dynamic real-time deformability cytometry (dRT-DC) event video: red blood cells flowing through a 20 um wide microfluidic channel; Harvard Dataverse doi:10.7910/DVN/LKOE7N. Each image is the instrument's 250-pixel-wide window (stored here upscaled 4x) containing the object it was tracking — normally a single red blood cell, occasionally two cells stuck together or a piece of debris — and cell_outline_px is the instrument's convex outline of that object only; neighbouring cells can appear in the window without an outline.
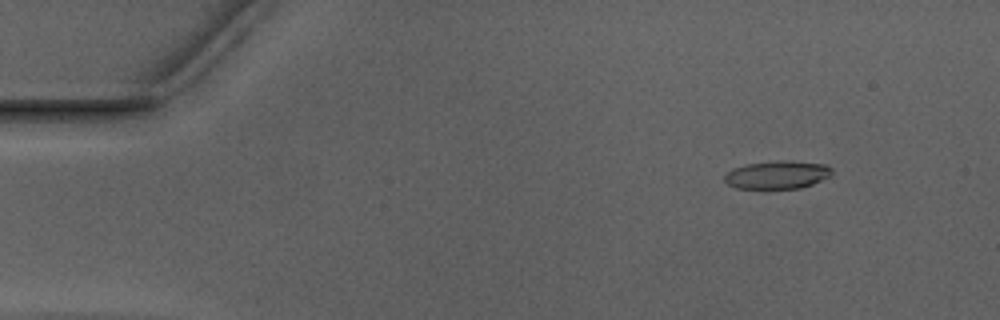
{"species": "Egyptian fruit bat (a non-hibernating species)", "species_latin": "Rousettus aegyptiacus", "temperature_condition": "warm", "stored_images_in_passage": 48, "camera_frame_rate_fps": 3000, "um_per_image_px": 0.085, "animal": {"sex": "male"}, "frame": {"image": 1, "passage_image": 2, "time_ms": 0.333, "image_size_px": [1000, 320], "cell_outline_px": [[832, 176], [812, 184], [800, 188], [736, 188], [728, 184], [724, 180], [724, 176], [732, 168], [748, 164], [784, 160], [788, 160], [828, 164], [832, 168]], "centroid_in_image_um": [66.12, 14.85], "position_along_channel_um": 18.9, "area_um2": 17.57}}
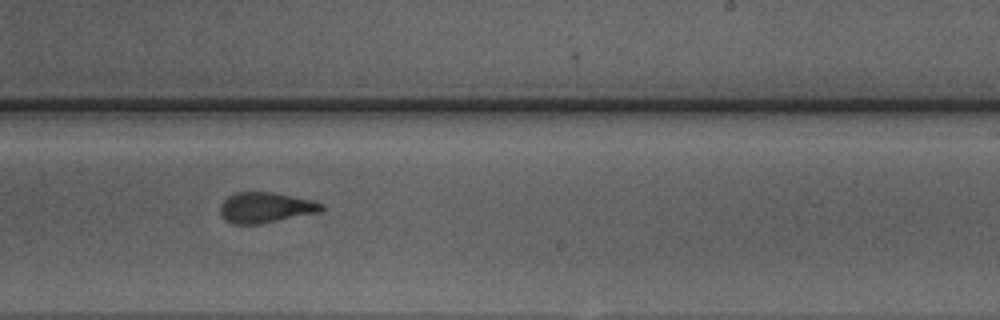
{"frame": {"image": 2, "passage_image": 28, "time_ms": 9.0, "image_size_px": [1000, 320], "cell_outline_px": [[324, 208], [320, 212], [260, 224], [232, 224], [224, 220], [220, 216], [220, 204], [228, 196], [236, 192], [272, 192], [308, 200], [324, 204]], "centroid_in_image_um": [22.51, 17.66], "position_along_channel_um": 266.5, "area_um2": 17.98}}
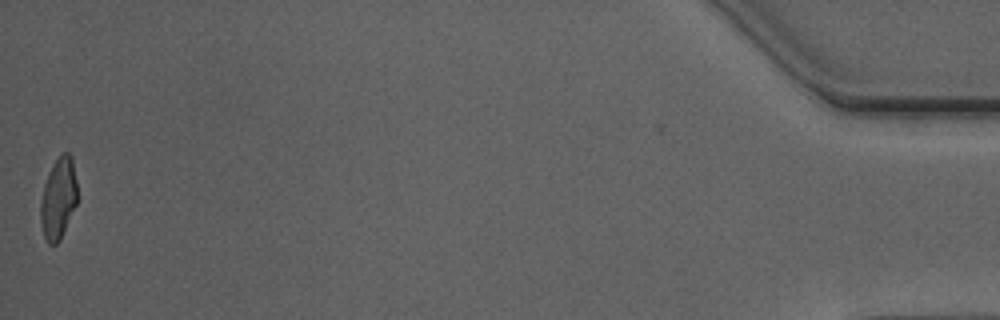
{"frame": {"image": 3, "passage_image": 48, "time_ms": 15.667, "image_size_px": [1000, 320], "cell_outline_px": [[76, 204], [60, 240], [56, 244], [48, 244], [44, 236], [40, 220], [40, 200], [44, 184], [48, 172], [52, 164], [60, 152], [68, 152], [72, 156], [76, 180]], "centroid_in_image_um": [4.94, 16.82], "position_along_channel_um": 430.3, "area_um2": 17.51}, "authors_computed_cell_mechanics": {"area_um2": 18.4671, "velocity_mm_per_s": 3.9666, "shape_relaxation_time_tau1_ms": 4.1209, "shape_relaxation_time_tau2_ms": 1.3199, "deformation_change_tau1": 0.1741, "deformation_change_tau2": 0.0972}}